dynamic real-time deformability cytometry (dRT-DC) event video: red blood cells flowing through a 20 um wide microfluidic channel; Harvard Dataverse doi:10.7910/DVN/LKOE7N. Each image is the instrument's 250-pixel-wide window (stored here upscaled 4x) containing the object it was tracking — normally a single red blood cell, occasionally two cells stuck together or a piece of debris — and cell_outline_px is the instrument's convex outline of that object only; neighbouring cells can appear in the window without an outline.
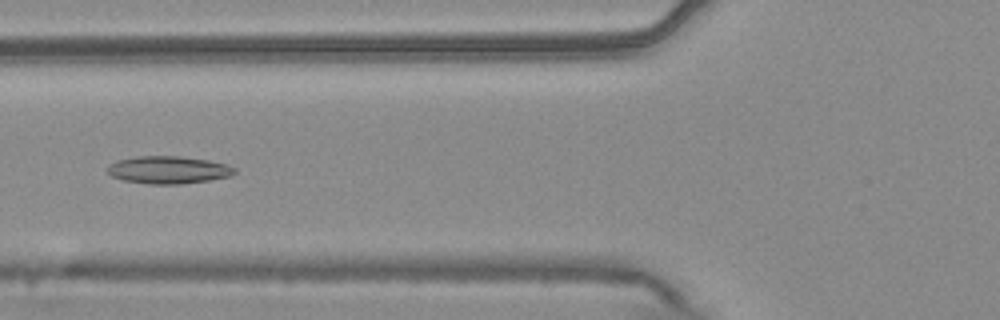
{"species": "common noctule bat (a hibernating species)", "species_latin": "Nyctalus noctula", "temperature_condition": "warm", "stored_images_in_passage": 8, "camera_frame_rate_fps": 3000, "um_per_image_px": 0.085, "animal": {"sex": "male", "body_mass_g": 20.4}, "frame": {"image": 1, "passage_image": 5, "time_ms": 1.333, "image_size_px": [1000, 320], "cell_outline_px": [[236, 172], [232, 176], [208, 180], [180, 184], [148, 184], [124, 180], [112, 176], [108, 172], [108, 164], [116, 160], [136, 156], [180, 156], [208, 160], [228, 164], [236, 168]], "centroid_in_image_um": [14.33, 14.43], "position_along_channel_um": 111.5, "area_um2": 20.52}}